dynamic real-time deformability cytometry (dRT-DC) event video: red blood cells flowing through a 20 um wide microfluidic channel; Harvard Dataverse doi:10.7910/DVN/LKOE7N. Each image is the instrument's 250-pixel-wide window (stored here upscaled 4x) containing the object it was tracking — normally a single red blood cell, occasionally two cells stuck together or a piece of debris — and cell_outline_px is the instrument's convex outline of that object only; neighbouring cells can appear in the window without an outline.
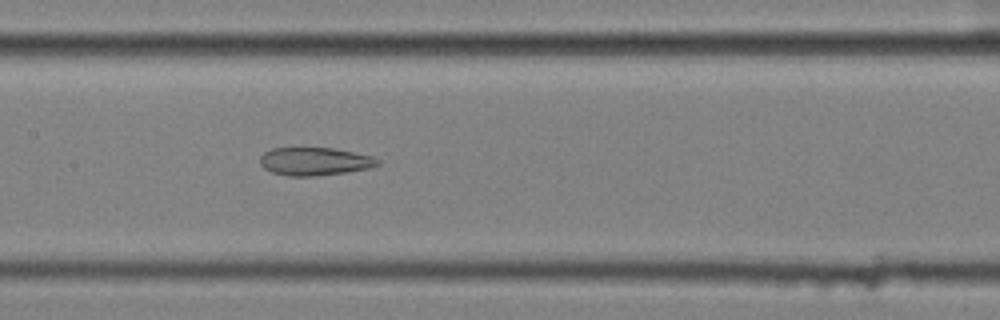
{"species": "common noctule bat (a hibernating species)", "species_latin": "Nyctalus noctula", "temperature_condition": "cold", "stored_images_in_passage": 57, "segment_of_instrument_passage": [2, 2], "camera_frame_rate_fps": 3000, "um_per_image_px": 0.085, "animal": {"sex": "female", "body_mass_g": 25.1}, "frame": {"image": 1, "passage_image": 28, "time_ms": 9.0, "image_size_px": [1000, 320], "cell_outline_px": [[380, 164], [368, 168], [348, 172], [316, 176], [288, 176], [272, 172], [264, 168], [260, 164], [260, 156], [264, 152], [272, 148], [332, 148], [372, 156], [380, 160]], "centroid_in_image_um": [26.73, 13.72], "position_along_channel_um": 180.7, "area_um2": 19.19}}
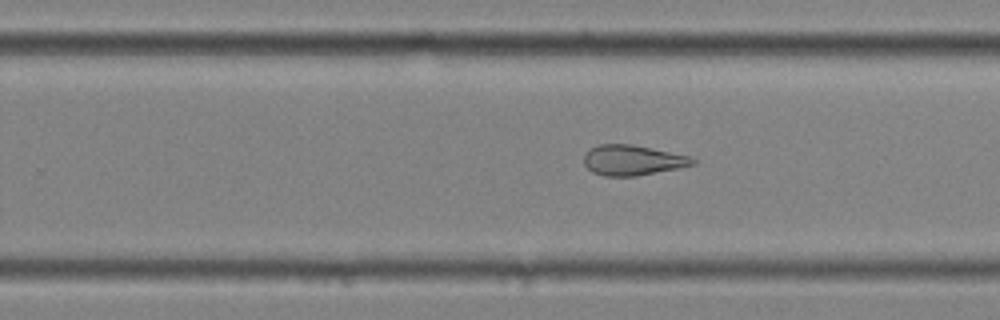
{"frame": {"image": 2, "passage_image": 36, "time_ms": 11.667, "image_size_px": [1000, 320], "cell_outline_px": [[696, 164], [680, 168], [636, 176], [604, 176], [592, 172], [584, 164], [584, 152], [596, 144], [632, 144], [688, 156], [696, 160]], "centroid_in_image_um": [53.73, 13.62], "position_along_channel_um": 276.1, "area_um2": 19.25}}
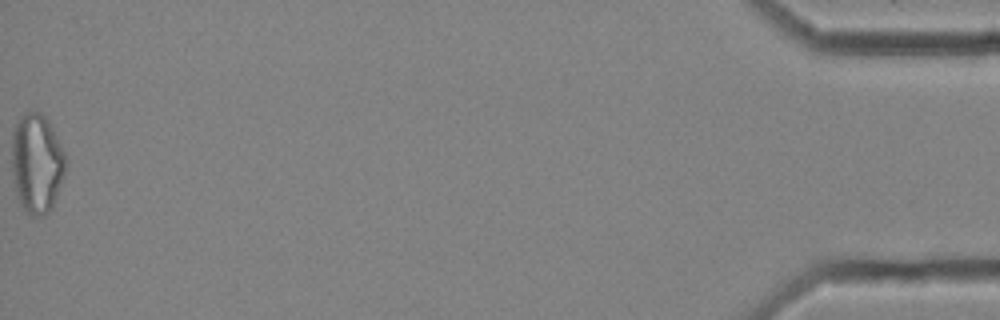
{"frame": {"image": 3, "passage_image": 57, "time_ms": 18.667, "image_size_px": [1000, 320], "cell_outline_px": [[64, 172], [52, 208], [44, 216], [32, 216], [24, 212], [16, 196], [12, 172], [12, 128], [24, 112], [28, 108], [36, 108], [48, 120], [64, 152]], "centroid_in_image_um": [3.08, 13.85], "position_along_channel_um": 432.1, "area_um2": 31.5}}